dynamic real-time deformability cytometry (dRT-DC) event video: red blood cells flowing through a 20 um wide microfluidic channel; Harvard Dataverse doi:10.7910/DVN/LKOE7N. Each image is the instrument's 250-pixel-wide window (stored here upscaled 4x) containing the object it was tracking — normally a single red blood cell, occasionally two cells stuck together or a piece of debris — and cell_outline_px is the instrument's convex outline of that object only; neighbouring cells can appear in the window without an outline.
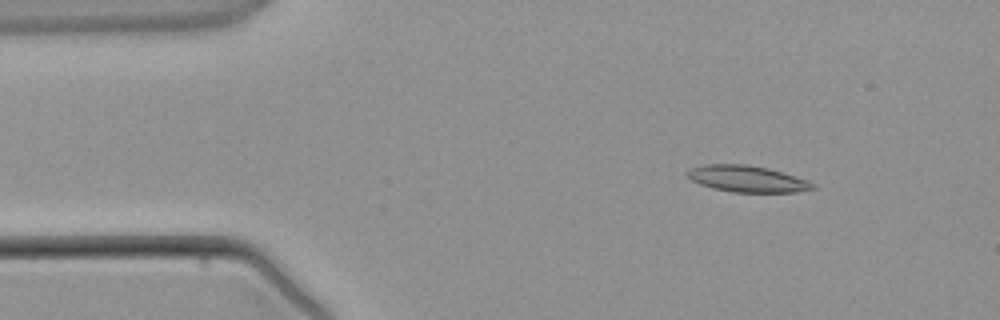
{"species": "common noctule bat (a hibernating species)", "species_latin": "Nyctalus noctula", "temperature_condition": "warm", "stored_images_in_passage": 4, "camera_frame_rate_fps": 3000, "um_per_image_px": 0.085, "animal": {"sex": "male", "body_mass_g": 21.5, "forearm_length_mm": 52.0}, "frame": {"image": 1, "passage_image": 2, "time_ms": 1.333, "image_size_px": [1000, 320], "cell_outline_px": [[816, 188], [796, 192], [732, 192], [712, 188], [700, 184], [692, 180], [684, 172], [688, 168], [704, 164], [748, 164], [768, 168], [796, 176], [808, 180], [816, 184]], "centroid_in_image_um": [63.5, 15.19], "position_along_channel_um": 21.5, "area_um2": 19.54}}
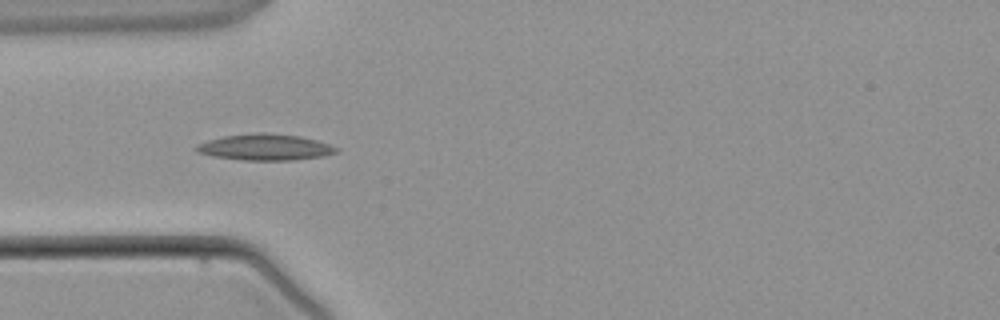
{"frame": {"image": 2, "passage_image": 4, "time_ms": 3.667, "image_size_px": [1000, 320], "cell_outline_px": [[340, 148], [336, 152], [324, 156], [292, 160], [240, 160], [212, 156], [196, 152], [192, 148], [196, 144], [208, 140], [224, 136], [256, 132], [264, 132], [300, 136], [316, 140]], "centroid_in_image_um": [22.48, 12.51], "position_along_channel_um": 62.5, "area_um2": 21.56}}